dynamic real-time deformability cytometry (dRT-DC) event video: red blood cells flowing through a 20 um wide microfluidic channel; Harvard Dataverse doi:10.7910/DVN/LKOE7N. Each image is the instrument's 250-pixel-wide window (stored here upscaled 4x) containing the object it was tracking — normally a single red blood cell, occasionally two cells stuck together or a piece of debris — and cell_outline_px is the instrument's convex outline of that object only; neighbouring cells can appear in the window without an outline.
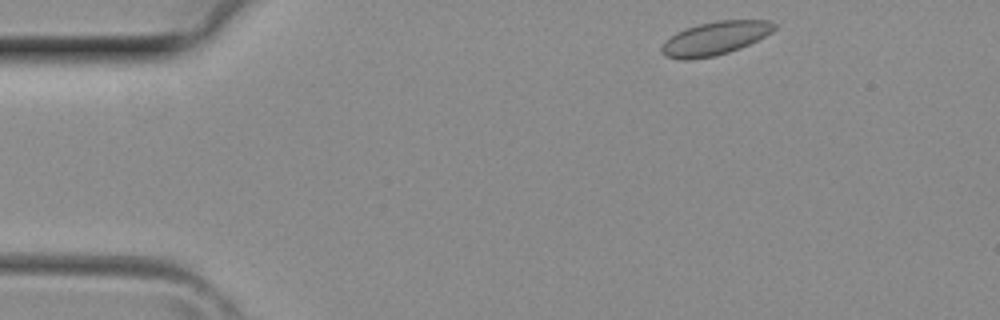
{"species": "common noctule bat (a hibernating species)", "species_latin": "Nyctalus noctula", "temperature_condition": "room temperature", "stored_images_in_passage": 35, "camera_frame_rate_fps": 3000, "um_per_image_px": 0.085, "animal": {"sex": "female", "body_mass_g": 29.2, "forearm_length_mm": 56.3}, "frame": {"image": 1, "passage_image": 1, "time_ms": 0.0, "image_size_px": [1000, 320], "cell_outline_px": [[776, 28], [772, 32], [740, 48], [716, 56], [692, 60], [680, 60], [664, 56], [660, 52], [660, 48], [664, 40], [676, 32], [684, 28], [716, 20], [768, 20], [776, 24]], "centroid_in_image_um": [60.71, 3.27], "position_along_channel_um": 24.3, "area_um2": 22.2}}
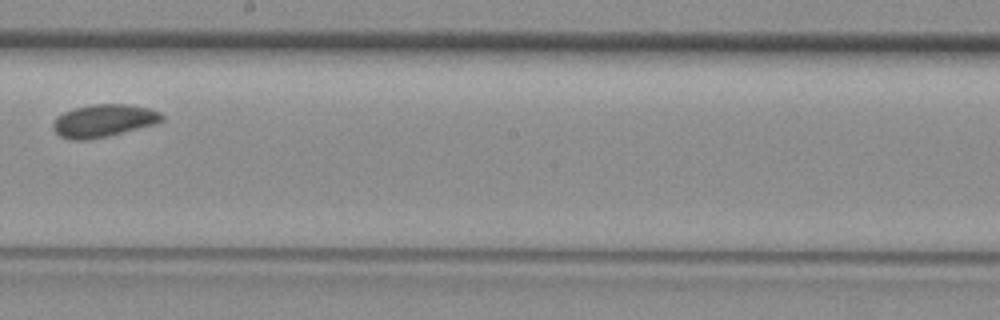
{"frame": {"image": 2, "passage_image": 18, "time_ms": 5.667, "image_size_px": [1000, 320], "cell_outline_px": [[164, 120], [156, 124], [104, 136], [84, 140], [72, 140], [60, 136], [52, 128], [52, 124], [56, 116], [72, 108], [88, 104], [128, 104], [148, 108], [160, 112], [164, 116]], "centroid_in_image_um": [8.78, 10.24], "position_along_channel_um": 239.4, "area_um2": 20.69}}
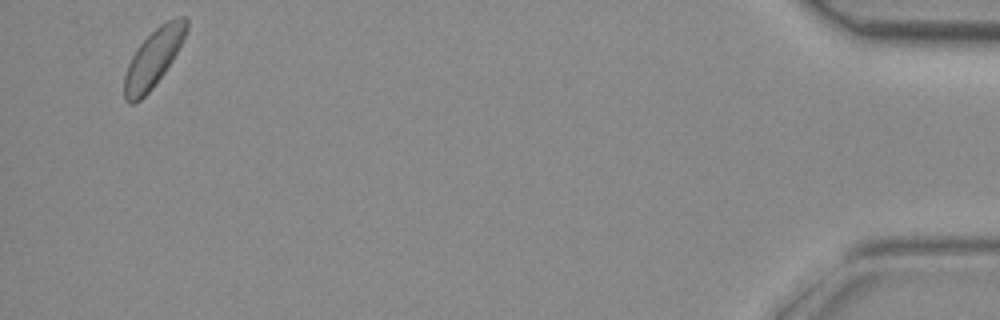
{"frame": {"image": 3, "passage_image": 34, "time_ms": 11.0, "image_size_px": [1000, 320], "cell_outline_px": [[188, 28], [172, 60], [164, 72], [152, 88], [140, 100], [132, 104], [128, 104], [124, 100], [124, 76], [128, 64], [132, 56], [140, 44], [160, 24], [168, 20], [180, 16], [184, 16], [188, 20]], "centroid_in_image_um": [13.01, 4.96], "position_along_channel_um": 422.2, "area_um2": 20.46}}